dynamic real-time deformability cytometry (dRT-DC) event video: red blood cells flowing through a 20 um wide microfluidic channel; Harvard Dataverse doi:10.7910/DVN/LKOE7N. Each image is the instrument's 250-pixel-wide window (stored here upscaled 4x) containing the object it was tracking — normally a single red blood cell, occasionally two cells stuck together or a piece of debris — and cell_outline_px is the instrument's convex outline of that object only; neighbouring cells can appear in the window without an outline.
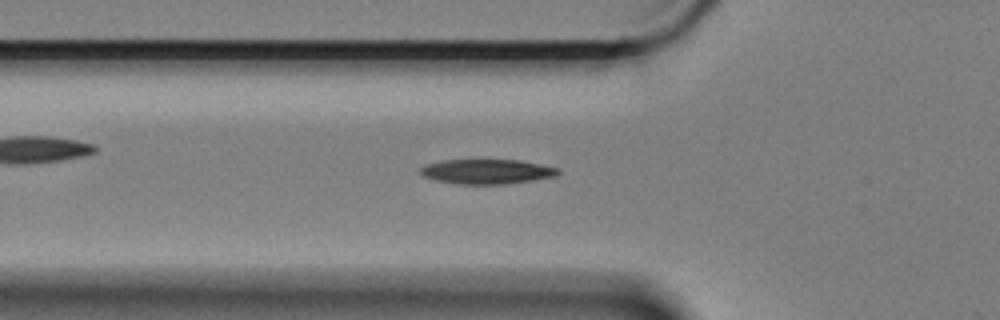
{"species": "Egyptian fruit bat (a non-hibernating species)", "species_latin": "Rousettus aegyptiacus", "temperature_condition": "cold", "stored_images_in_passage": 58, "camera_frame_rate_fps": 3000, "um_per_image_px": 0.085, "animal": {"sex": "female"}, "frame": {"image": 1, "passage_image": 19, "time_ms": 6.0, "image_size_px": [1000, 320], "cell_outline_px": [[560, 172], [556, 176], [508, 184], [456, 184], [436, 180], [424, 176], [420, 172], [420, 168], [428, 164], [444, 160], [520, 160], [560, 168]], "centroid_in_image_um": [41.42, 14.58], "position_along_channel_um": 84.4, "area_um2": 19.77}}
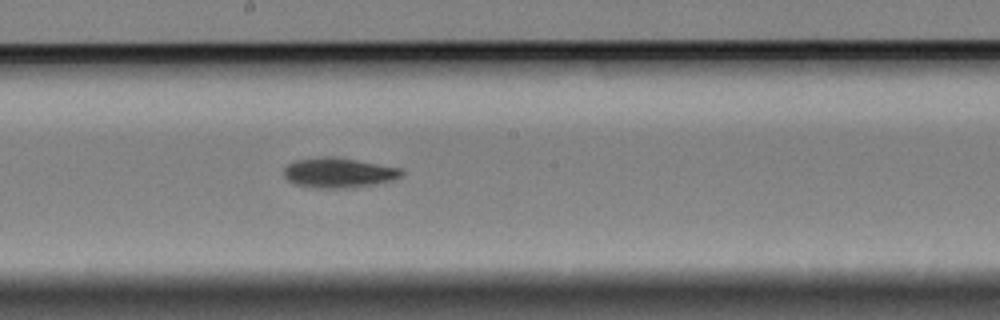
{"frame": {"image": 2, "passage_image": 31, "time_ms": 10.0, "image_size_px": [1000, 320], "cell_outline_px": [[404, 172], [400, 176], [392, 180], [376, 184], [352, 188], [312, 188], [296, 184], [288, 180], [284, 176], [284, 168], [288, 164], [296, 160], [324, 156], [336, 156], [400, 168]], "centroid_in_image_um": [28.77, 14.68], "position_along_channel_um": 219.4, "area_um2": 20.63}}
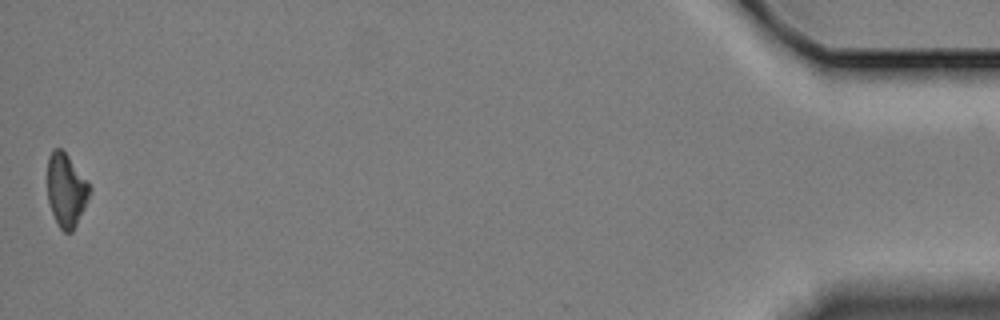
{"frame": {"image": 3, "passage_image": 58, "time_ms": 19.0, "image_size_px": [1000, 320], "cell_outline_px": [[92, 188], [84, 208], [72, 232], [64, 232], [60, 228], [52, 212], [48, 200], [48, 156], [52, 148], [60, 148], [68, 156]], "centroid_in_image_um": [5.61, 16.15], "position_along_channel_um": 429.6, "area_um2": 17.69}, "authors_computed_cell_mechanics": {"area_um2": 19.6231, "velocity_mm_per_s": 3.3509, "shape_relaxation_time_tau1_ms": 3.6945, "shape_relaxation_time_tau2_ms": null, "deformation_change_tau1": 0.1366, "deformation_change_tau2": null}}